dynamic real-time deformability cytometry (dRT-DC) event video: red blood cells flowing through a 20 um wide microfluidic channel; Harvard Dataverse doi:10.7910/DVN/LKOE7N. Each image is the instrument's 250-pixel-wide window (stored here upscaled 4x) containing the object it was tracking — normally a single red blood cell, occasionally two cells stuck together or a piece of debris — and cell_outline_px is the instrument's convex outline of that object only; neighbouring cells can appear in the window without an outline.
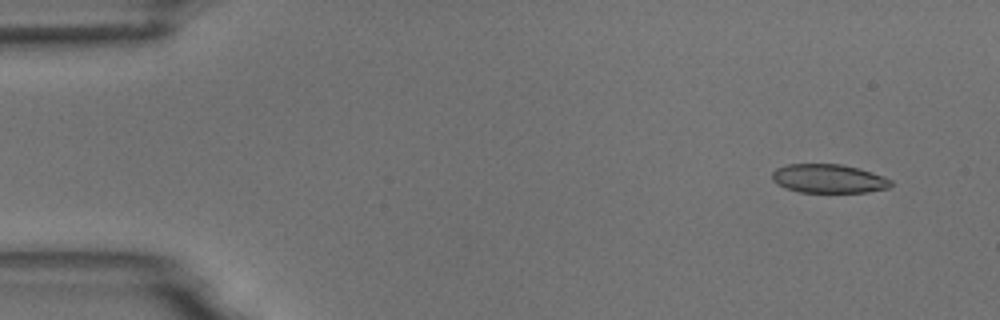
{"species": "common noctule bat (a hibernating species)", "species_latin": "Nyctalus noctula", "temperature_condition": "room temperature", "stored_images_in_passage": 9, "camera_frame_rate_fps": 3000, "um_per_image_px": 0.085, "animal": {"sex": "male", "body_mass_g": 18.8}, "frame": {"image": 1, "passage_image": 1, "time_ms": 0.0, "image_size_px": [1000, 320], "cell_outline_px": [[892, 184], [888, 188], [868, 192], [800, 192], [784, 188], [776, 184], [772, 180], [772, 172], [776, 168], [788, 164], [840, 164], [872, 172], [884, 176], [892, 180]], "centroid_in_image_um": [70.41, 15.19], "position_along_channel_um": 14.6, "area_um2": 20.0}}
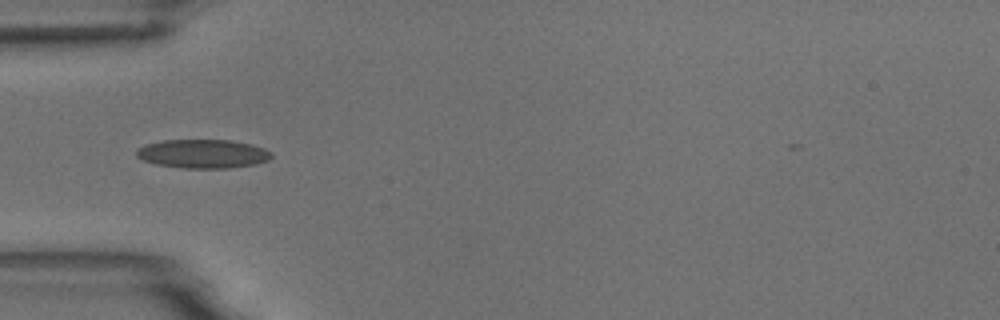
{"frame": {"image": 2, "passage_image": 4, "time_ms": 4.333, "image_size_px": [1000, 320], "cell_outline_px": [[272, 156], [268, 160], [256, 164], [228, 168], [184, 168], [156, 164], [144, 160], [136, 156], [136, 148], [144, 144], [164, 140], [232, 140], [252, 144], [264, 148], [272, 152]], "centroid_in_image_um": [17.25, 13.06], "position_along_channel_um": 67.8, "area_um2": 22.77}}
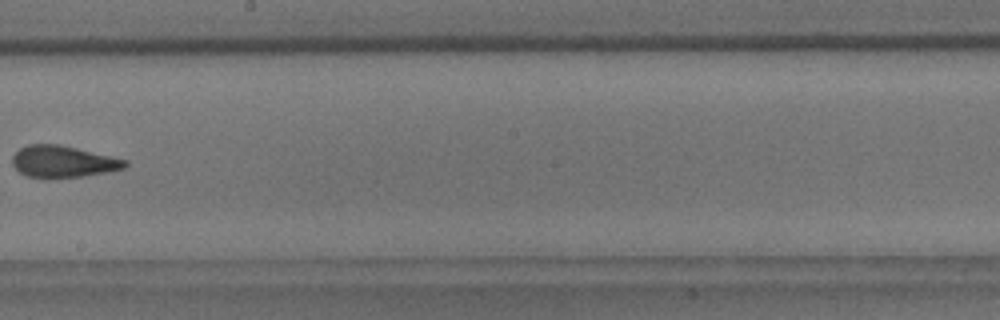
{"frame": {"image": 3, "passage_image": 8, "time_ms": 9.0, "image_size_px": [1000, 320], "cell_outline_px": [[128, 164], [124, 168], [104, 172], [80, 176], [28, 176], [20, 172], [12, 164], [12, 156], [20, 148], [28, 144], [60, 144], [112, 156], [128, 160]], "centroid_in_image_um": [5.36, 13.69], "position_along_channel_um": 242.8, "area_um2": 20.29}}